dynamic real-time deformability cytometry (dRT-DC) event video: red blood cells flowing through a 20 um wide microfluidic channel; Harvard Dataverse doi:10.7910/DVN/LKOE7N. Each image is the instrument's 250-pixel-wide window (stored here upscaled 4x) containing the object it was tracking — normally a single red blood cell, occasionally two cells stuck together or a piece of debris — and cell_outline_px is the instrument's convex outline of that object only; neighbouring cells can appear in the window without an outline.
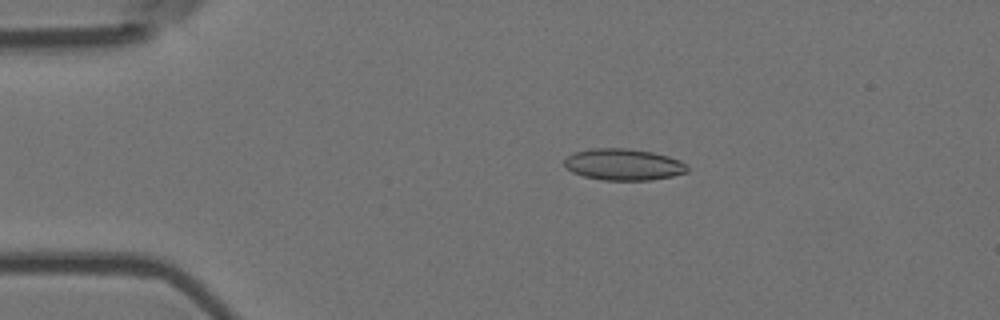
{"species": "Egyptian fruit bat (a non-hibernating species)", "species_latin": "Rousettus aegyptiacus", "temperature_condition": "room temperature", "stored_images_in_passage": 55, "camera_frame_rate_fps": 3000, "um_per_image_px": 0.085, "animal": {"sex": "female"}, "frame": {"image": 1, "passage_image": 11, "time_ms": 3.333, "image_size_px": [1000, 320], "cell_outline_px": [[688, 172], [672, 176], [652, 180], [604, 180], [584, 176], [572, 172], [564, 164], [564, 160], [568, 156], [576, 152], [592, 148], [624, 148], [652, 152], [668, 156], [680, 160], [688, 164]], "centroid_in_image_um": [53.03, 13.98], "position_along_channel_um": 32.0, "area_um2": 22.54}}
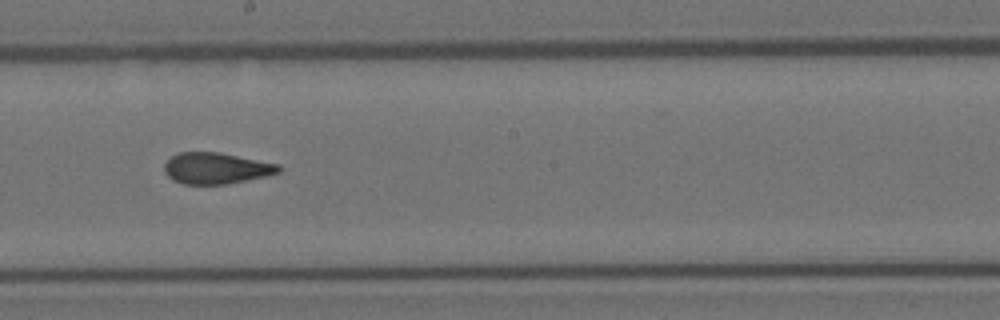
{"frame": {"image": 2, "passage_image": 31, "time_ms": 10.0, "image_size_px": [1000, 320], "cell_outline_px": [[280, 172], [264, 176], [224, 184], [184, 184], [172, 180], [164, 172], [164, 164], [172, 156], [180, 152], [220, 152], [280, 164]], "centroid_in_image_um": [18.35, 14.29], "position_along_channel_um": 229.8, "area_um2": 20.69}}
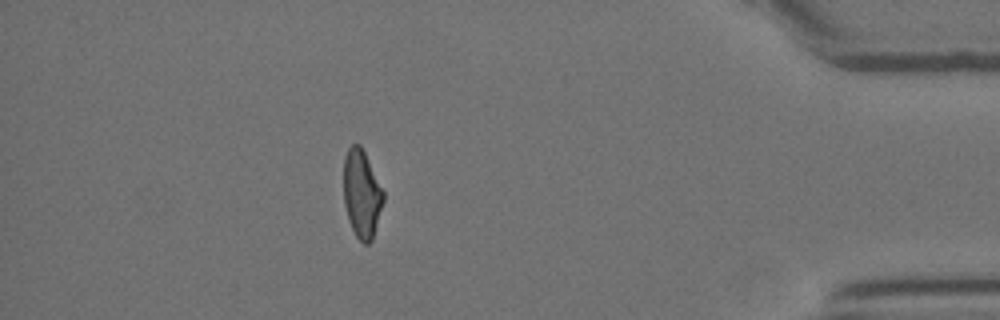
{"frame": {"image": 3, "passage_image": 49, "time_ms": 16.0, "image_size_px": [1000, 320], "cell_outline_px": [[384, 200], [372, 240], [368, 244], [364, 244], [356, 236], [348, 220], [344, 204], [344, 156], [348, 148], [352, 144], [360, 144], [384, 192]], "centroid_in_image_um": [30.74, 16.48], "position_along_channel_um": 404.5, "area_um2": 20.23}, "authors_computed_cell_mechanics": {"area_um2": 21.4438, "velocity_mm_per_s": 3.6784, "shape_relaxation_time_tau1_ms": 9.6036, "shape_relaxation_time_tau2_ms": 1.7807, "deformation_change_tau1": 0.2107, "deformation_change_tau2": 0.0773}}